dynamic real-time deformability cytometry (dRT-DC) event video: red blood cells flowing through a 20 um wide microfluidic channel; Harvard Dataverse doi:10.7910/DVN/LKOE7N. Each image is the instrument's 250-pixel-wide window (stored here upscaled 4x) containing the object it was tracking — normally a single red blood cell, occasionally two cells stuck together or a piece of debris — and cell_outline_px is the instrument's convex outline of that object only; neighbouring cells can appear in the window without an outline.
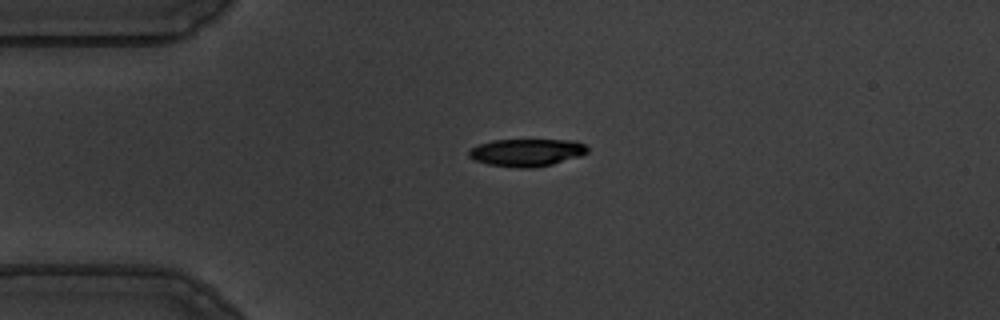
{"species": "common noctule bat (a hibernating species)", "species_latin": "Nyctalus noctula", "temperature_condition": "warm", "stored_images_in_passage": 44, "camera_frame_rate_fps": 3000, "um_per_image_px": 0.085, "animal": {"sex": "male", "body_mass_g": 19.5, "forearm_length_mm": 54.6}, "frame": {"image": 1, "passage_image": 1, "time_ms": 0.0, "image_size_px": [1000, 320], "cell_outline_px": [[588, 152], [580, 156], [552, 164], [532, 168], [516, 168], [488, 164], [476, 160], [468, 156], [468, 152], [472, 148], [480, 144], [492, 140], [576, 140], [584, 144], [588, 148]], "centroid_in_image_um": [44.79, 12.96], "position_along_channel_um": 40.2, "area_um2": 18.96}}
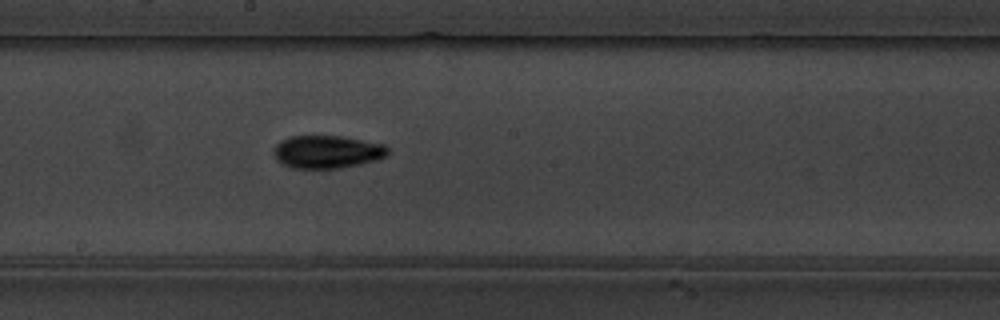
{"frame": {"image": 2, "passage_image": 18, "time_ms": 5.667, "image_size_px": [1000, 320], "cell_outline_px": [[388, 156], [376, 160], [360, 164], [340, 168], [292, 168], [276, 160], [272, 152], [276, 144], [280, 140], [288, 136], [340, 136], [384, 144], [388, 148]], "centroid_in_image_um": [27.78, 12.9], "position_along_channel_um": 220.4, "area_um2": 21.96}}
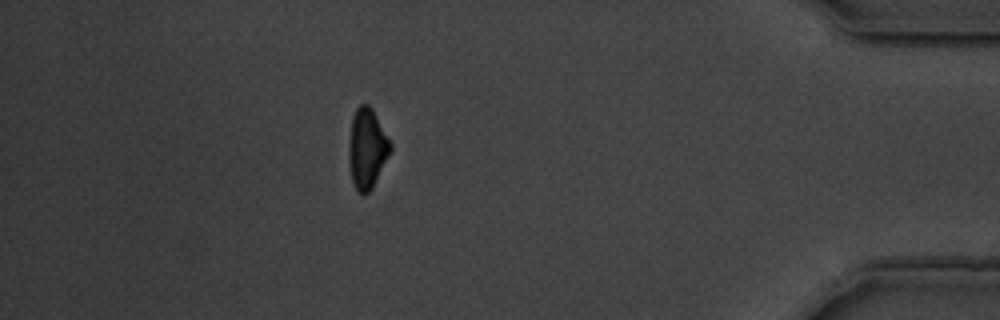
{"frame": {"image": 3, "passage_image": 37, "time_ms": 12.0, "image_size_px": [1000, 320], "cell_outline_px": [[392, 148], [372, 188], [368, 192], [360, 192], [356, 188], [352, 180], [348, 160], [348, 144], [352, 116], [356, 108], [360, 104], [368, 104], [372, 108], [392, 144]], "centroid_in_image_um": [31.18, 12.57], "position_along_channel_um": 404.0, "area_um2": 19.25}, "authors_computed_cell_mechanics": {"area_um2": 20.808, "velocity_mm_per_s": 3.6299, "shape_relaxation_time_tau1_ms": 4.0675, "shape_relaxation_time_tau2_ms": 4.2413, "deformation_change_tau1": 0.1502, "deformation_change_tau2": 0.0975}}